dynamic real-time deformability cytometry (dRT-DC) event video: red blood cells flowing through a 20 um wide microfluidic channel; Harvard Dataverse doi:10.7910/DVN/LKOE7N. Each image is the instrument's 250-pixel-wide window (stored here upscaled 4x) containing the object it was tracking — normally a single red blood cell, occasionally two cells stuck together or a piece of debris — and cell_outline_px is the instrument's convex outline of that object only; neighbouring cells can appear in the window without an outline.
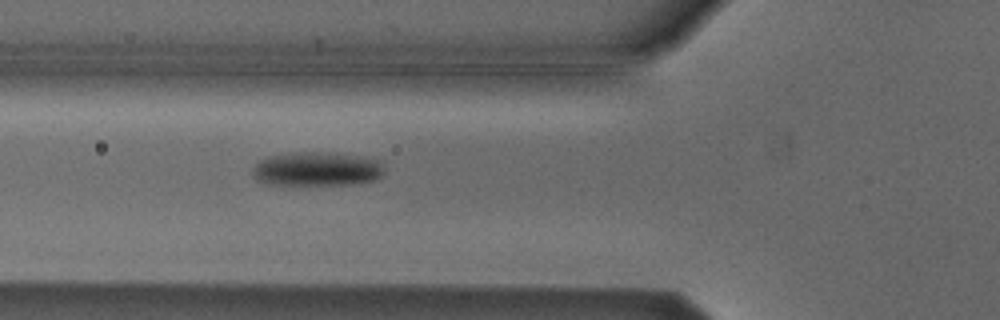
{"species": "Egyptian fruit bat (a non-hibernating species)", "species_latin": "Rousettus aegyptiacus", "temperature_condition": "cold", "stored_images_in_passage": 5, "camera_frame_rate_fps": 3000, "um_per_image_px": 0.085, "animal": {"sex": "male"}, "frame": {"image": 1, "passage_image": 5, "time_ms": 1.333, "image_size_px": [1000, 320], "cell_outline_px": [[384, 172], [376, 180], [348, 184], [268, 184], [260, 180], [256, 176], [256, 164], [260, 160], [268, 156], [308, 152], [328, 152], [360, 156], [380, 160], [384, 168]], "centroid_in_image_um": [27.04, 14.35], "position_along_channel_um": 98.8, "area_um2": 25.55}}